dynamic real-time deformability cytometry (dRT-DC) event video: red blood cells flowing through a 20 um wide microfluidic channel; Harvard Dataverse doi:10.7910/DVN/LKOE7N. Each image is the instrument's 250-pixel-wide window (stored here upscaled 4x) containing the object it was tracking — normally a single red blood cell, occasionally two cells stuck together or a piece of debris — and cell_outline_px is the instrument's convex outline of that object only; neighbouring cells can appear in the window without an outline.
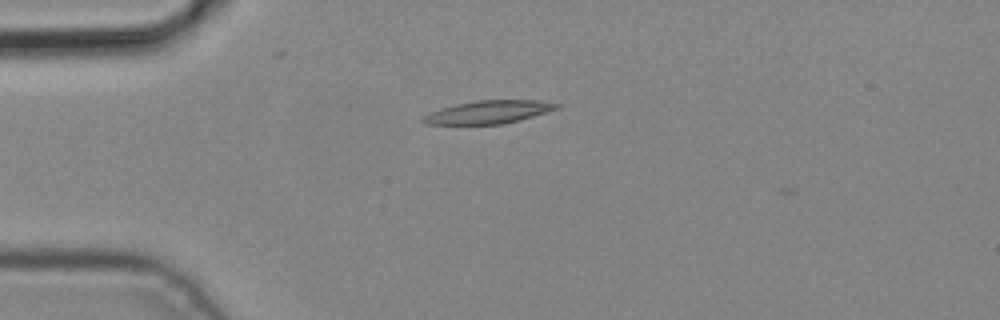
{"species": "common noctule bat (a hibernating species)", "species_latin": "Nyctalus noctula", "temperature_condition": "cold", "stored_images_in_passage": 2, "camera_frame_rate_fps": 3000, "um_per_image_px": 0.085, "animal": {"sex": "male", "body_mass_g": 19.2, "forearm_length_mm": 51.8}, "frame": {"image": 1, "passage_image": 2, "time_ms": 0.333, "image_size_px": [1000, 320], "cell_outline_px": [[560, 108], [504, 124], [424, 124], [420, 120], [428, 112], [440, 108], [456, 104], [476, 100], [536, 100], [560, 104]], "centroid_in_image_um": [41.48, 9.52], "position_along_channel_um": 43.5, "area_um2": 17.86}}